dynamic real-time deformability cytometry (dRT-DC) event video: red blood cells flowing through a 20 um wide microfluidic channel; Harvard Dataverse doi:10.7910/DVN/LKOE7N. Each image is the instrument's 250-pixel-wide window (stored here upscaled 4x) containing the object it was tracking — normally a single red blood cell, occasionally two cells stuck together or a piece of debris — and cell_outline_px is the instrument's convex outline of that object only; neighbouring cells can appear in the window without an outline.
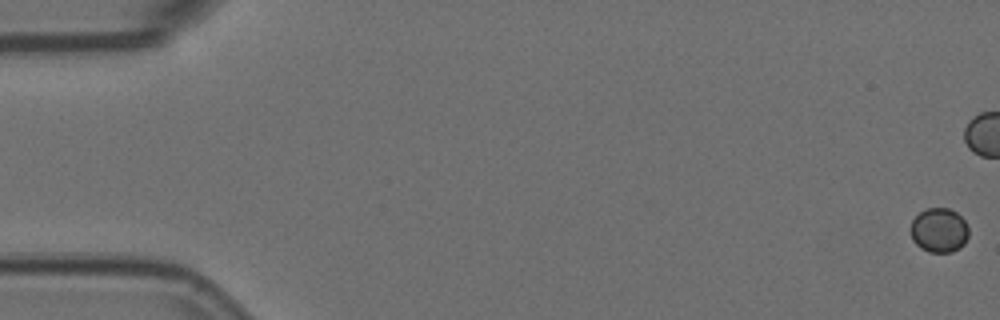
{"species": "Egyptian fruit bat (a non-hibernating species)", "species_latin": "Rousettus aegyptiacus", "temperature_condition": "room temperature", "stored_images_in_passage": 9, "camera_frame_rate_fps": 3000, "um_per_image_px": 0.085, "animal": {"sex": "female"}, "frame": {"image": 1, "passage_image": 1, "time_ms": 0.0, "image_size_px": [1000, 320], "cell_outline_px": [[968, 236], [964, 244], [960, 248], [952, 252], [928, 252], [920, 248], [912, 240], [908, 228], [912, 220], [920, 212], [928, 208], [948, 208], [956, 212], [968, 224]], "centroid_in_image_um": [79.8, 19.58], "position_along_channel_um": 5.2, "area_um2": 15.32}}
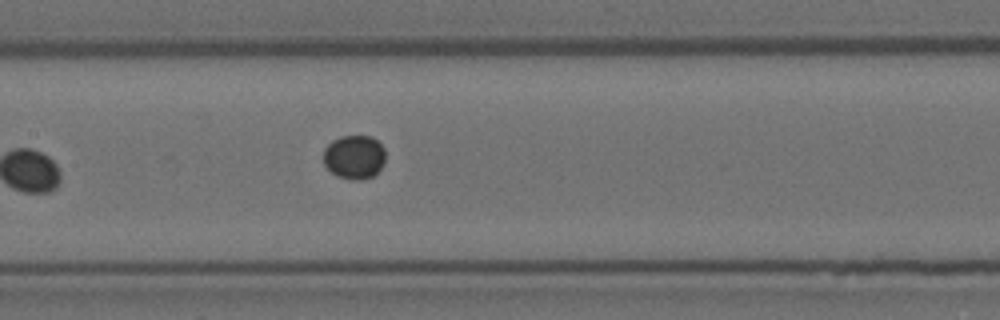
{"frame": {"image": 2, "passage_image": 9, "time_ms": 2.667, "image_size_px": [1000, 320], "cell_outline_px": [[384, 164], [372, 176], [360, 180], [356, 180], [336, 176], [324, 164], [324, 148], [332, 140], [340, 136], [372, 136], [384, 148]], "centroid_in_image_um": [30.1, 13.33], "position_along_channel_um": 177.3, "area_um2": 15.78}}